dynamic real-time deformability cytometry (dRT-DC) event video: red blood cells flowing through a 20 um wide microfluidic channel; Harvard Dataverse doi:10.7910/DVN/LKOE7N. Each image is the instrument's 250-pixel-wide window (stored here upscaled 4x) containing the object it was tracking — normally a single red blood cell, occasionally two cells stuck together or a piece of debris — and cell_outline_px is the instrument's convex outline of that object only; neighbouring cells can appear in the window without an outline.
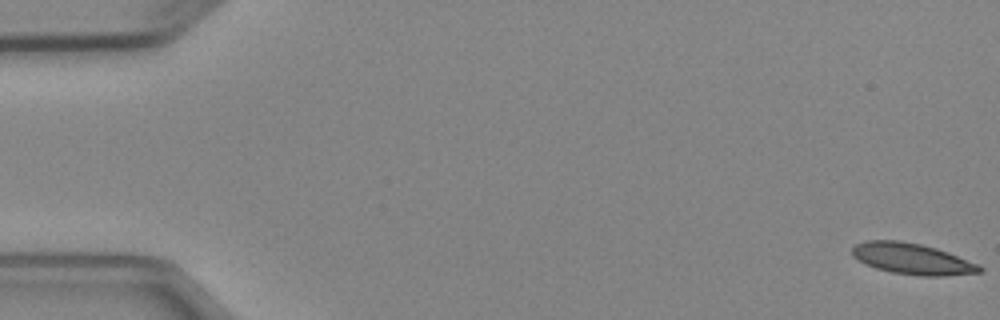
{"species": "Egyptian fruit bat (a non-hibernating species)", "species_latin": "Rousettus aegyptiacus", "temperature_condition": "cold", "stored_images_in_passage": 5, "camera_frame_rate_fps": 3000, "um_per_image_px": 0.085, "animal": {"sex": "female"}, "frame": {"image": 1, "passage_image": 1, "time_ms": 0.0, "image_size_px": [1000, 320], "cell_outline_px": [[984, 272], [944, 276], [920, 276], [892, 272], [876, 268], [864, 264], [852, 256], [852, 248], [856, 244], [864, 240], [900, 240], [920, 244], [936, 248], [948, 252], [980, 264], [984, 268]], "centroid_in_image_um": [77.56, 22.0], "position_along_channel_um": 7.4, "area_um2": 23.35}}
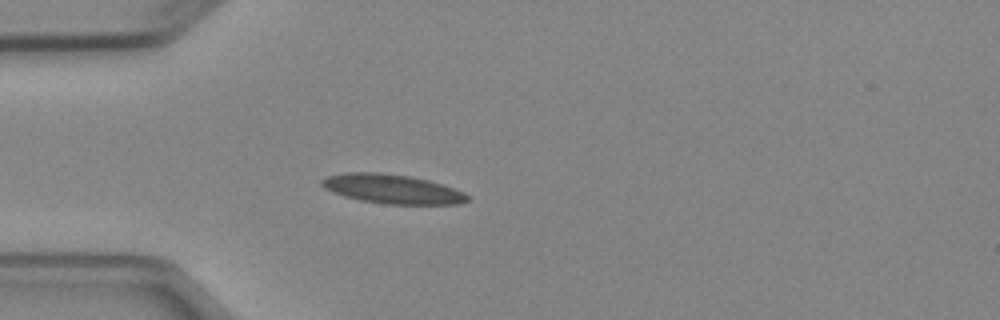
{"frame": {"image": 2, "passage_image": 5, "time_ms": 4.667, "image_size_px": [1000, 320], "cell_outline_px": [[468, 200], [456, 204], [384, 204], [360, 200], [344, 196], [332, 192], [324, 188], [320, 184], [320, 180], [328, 176], [344, 172], [380, 172], [408, 176], [428, 180], [464, 192], [468, 196]], "centroid_in_image_um": [33.27, 16.06], "position_along_channel_um": 51.7, "area_um2": 24.68}}